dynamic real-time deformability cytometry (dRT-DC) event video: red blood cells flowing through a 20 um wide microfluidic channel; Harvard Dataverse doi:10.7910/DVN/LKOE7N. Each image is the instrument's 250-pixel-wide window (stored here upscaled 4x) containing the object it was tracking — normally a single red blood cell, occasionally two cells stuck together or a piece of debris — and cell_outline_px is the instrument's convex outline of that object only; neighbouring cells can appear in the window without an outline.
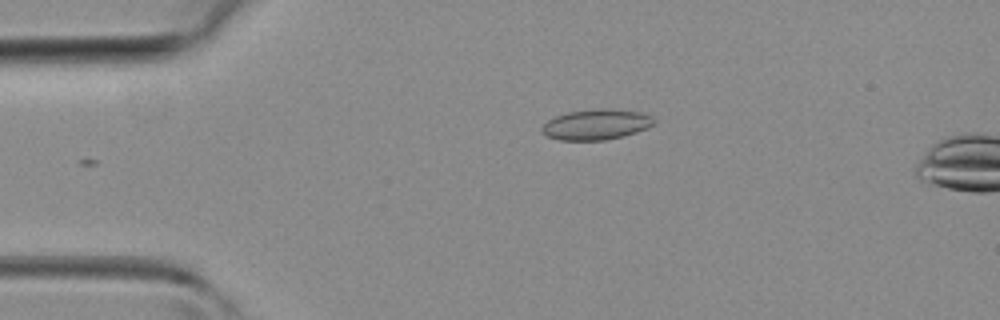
{"species": "common noctule bat (a hibernating species)", "species_latin": "Nyctalus noctula", "temperature_condition": "room temperature", "stored_images_in_passage": 5, "camera_frame_rate_fps": 3000, "um_per_image_px": 0.085, "animal": {"sex": "female", "body_mass_g": 19.3, "forearm_length_mm": 54.1}, "frame": {"image": 1, "passage_image": 2, "time_ms": 0.333, "image_size_px": [1000, 320], "cell_outline_px": [[656, 120], [652, 124], [636, 132], [624, 136], [604, 140], [560, 140], [548, 136], [540, 132], [540, 128], [548, 120], [556, 116], [568, 112], [600, 108], [604, 108], [640, 112], [652, 116]], "centroid_in_image_um": [50.65, 10.58], "position_along_channel_um": 34.4, "area_um2": 19.77}}